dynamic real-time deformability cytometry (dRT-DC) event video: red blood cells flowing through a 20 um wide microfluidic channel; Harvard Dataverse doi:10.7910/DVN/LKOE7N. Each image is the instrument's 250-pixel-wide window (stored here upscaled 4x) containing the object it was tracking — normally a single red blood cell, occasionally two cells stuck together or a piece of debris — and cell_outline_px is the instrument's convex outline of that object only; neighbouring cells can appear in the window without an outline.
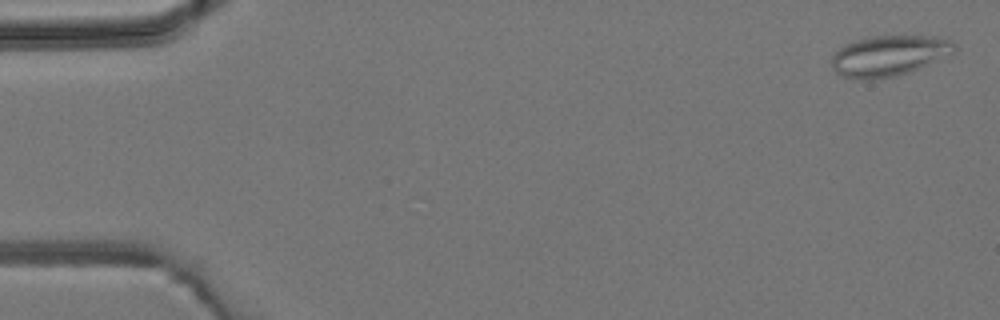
{"species": "common noctule bat (a hibernating species)", "species_latin": "Nyctalus noctula", "temperature_condition": "room temperature", "stored_images_in_passage": 6, "camera_frame_rate_fps": 3000, "um_per_image_px": 0.085, "animal": {"sex": "male", "body_mass_g": 19.2, "forearm_length_mm": 51.8}, "frame": {"image": 1, "passage_image": 1, "time_ms": 0.0, "image_size_px": [1000, 320], "cell_outline_px": [[956, 48], [952, 52], [920, 68], [896, 76], [876, 80], [860, 80], [844, 76], [836, 72], [832, 64], [832, 56], [844, 44], [852, 40], [868, 36], [944, 36], [952, 40], [956, 44]], "centroid_in_image_um": [75.55, 4.72], "position_along_channel_um": 9.4, "area_um2": 29.25}}
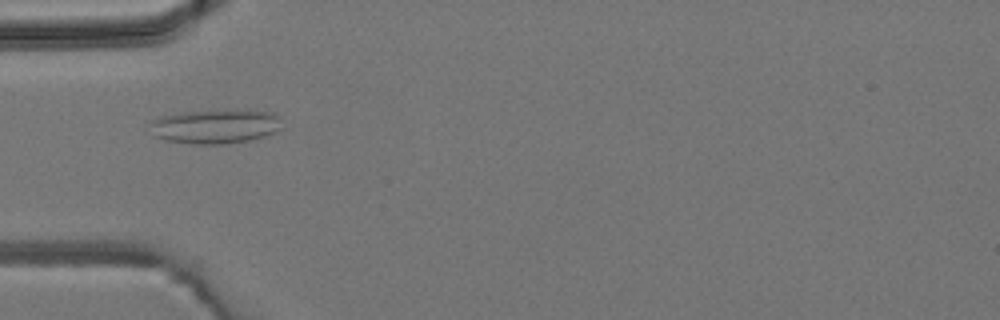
{"frame": {"image": 2, "passage_image": 5, "time_ms": 4.667, "image_size_px": [1000, 320], "cell_outline_px": [[280, 128], [276, 132], [264, 136], [248, 140], [224, 144], [192, 144], [168, 140], [156, 136], [152, 124], [152, 120], [160, 116], [184, 112], [272, 112], [280, 116]], "centroid_in_image_um": [18.32, 10.77], "position_along_channel_um": 66.7, "area_um2": 25.2}}